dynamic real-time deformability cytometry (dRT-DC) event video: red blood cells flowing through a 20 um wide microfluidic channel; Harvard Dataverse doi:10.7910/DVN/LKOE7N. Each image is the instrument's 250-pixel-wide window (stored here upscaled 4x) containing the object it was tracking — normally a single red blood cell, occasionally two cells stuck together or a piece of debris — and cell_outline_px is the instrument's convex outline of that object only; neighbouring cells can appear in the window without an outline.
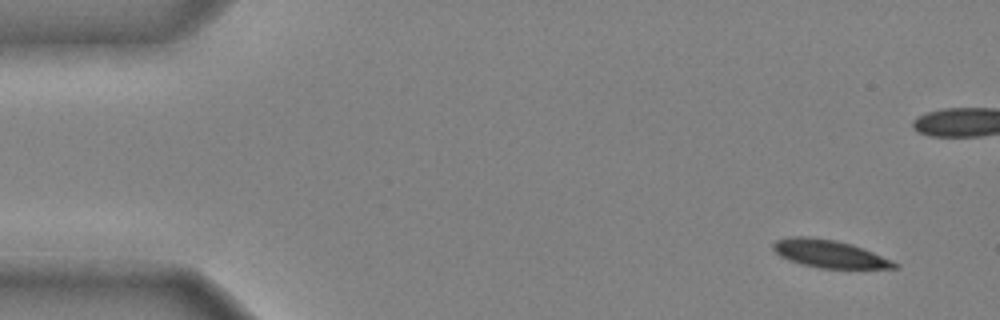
{"species": "common noctule bat (a hibernating species)", "species_latin": "Nyctalus noctula", "temperature_condition": "cold", "stored_images_in_passage": 14, "camera_frame_rate_fps": 3000, "um_per_image_px": 0.085, "animal": {"sex": "male", "body_mass_g": 20.4}, "frame": {"image": 1, "passage_image": 3, "time_ms": 0.667, "image_size_px": [1000, 320], "cell_outline_px": [[900, 264], [896, 268], [820, 268], [804, 264], [780, 256], [772, 248], [772, 244], [776, 240], [788, 236], [808, 236], [836, 240], [852, 244], [892, 260]], "centroid_in_image_um": [70.48, 21.55], "position_along_channel_um": 14.5, "area_um2": 19.42}}